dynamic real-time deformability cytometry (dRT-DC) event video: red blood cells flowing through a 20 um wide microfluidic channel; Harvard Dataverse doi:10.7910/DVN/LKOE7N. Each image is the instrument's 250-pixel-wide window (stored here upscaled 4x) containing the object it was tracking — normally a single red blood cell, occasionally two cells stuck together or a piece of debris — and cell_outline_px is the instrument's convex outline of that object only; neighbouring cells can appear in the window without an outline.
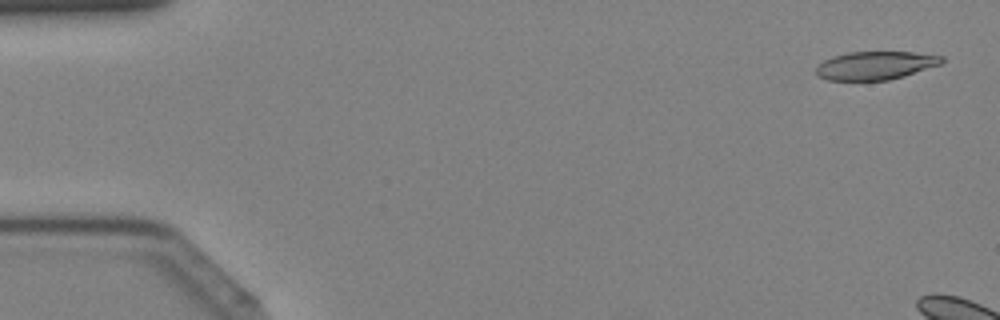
{"species": "Egyptian fruit bat (a non-hibernating species)", "species_latin": "Rousettus aegyptiacus", "temperature_condition": "cold", "stored_images_in_passage": 6, "camera_frame_rate_fps": 3000, "um_per_image_px": 0.085, "animal": {"sex": "female"}, "frame": {"image": 1, "passage_image": 2, "time_ms": 0.333, "image_size_px": [1000, 320], "cell_outline_px": [[944, 60], [940, 64], [904, 76], [888, 80], [828, 80], [816, 76], [816, 68], [824, 60], [832, 56], [848, 52], [912, 52], [944, 56]], "centroid_in_image_um": [74.39, 5.56], "position_along_channel_um": 10.6, "area_um2": 20.63}}